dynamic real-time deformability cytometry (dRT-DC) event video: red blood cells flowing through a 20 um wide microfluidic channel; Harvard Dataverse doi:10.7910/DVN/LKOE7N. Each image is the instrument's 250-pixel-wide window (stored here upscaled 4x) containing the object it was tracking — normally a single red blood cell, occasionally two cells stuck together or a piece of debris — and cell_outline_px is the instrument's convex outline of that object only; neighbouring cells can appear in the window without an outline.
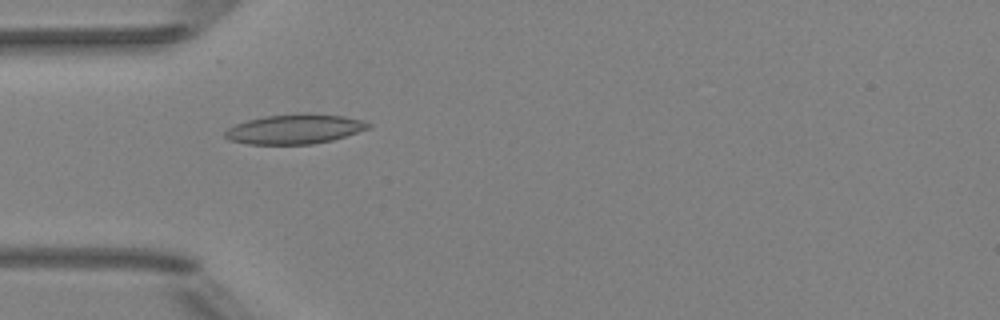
{"species": "Egyptian fruit bat (a non-hibernating species)", "species_latin": "Rousettus aegyptiacus", "temperature_condition": "room temperature", "stored_images_in_passage": 18, "camera_frame_rate_fps": 3000, "um_per_image_px": 0.085, "animal": {"sex": "female"}, "frame": {"image": 1, "passage_image": 12, "time_ms": 3.667, "image_size_px": [1000, 320], "cell_outline_px": [[372, 124], [368, 128], [332, 140], [312, 144], [248, 144], [228, 140], [224, 136], [224, 132], [228, 128], [236, 124], [248, 120], [264, 116], [304, 112], [308, 112], [344, 116], [360, 120]], "centroid_in_image_um": [25.01, 10.96], "position_along_channel_um": 60.0, "area_um2": 24.8}}
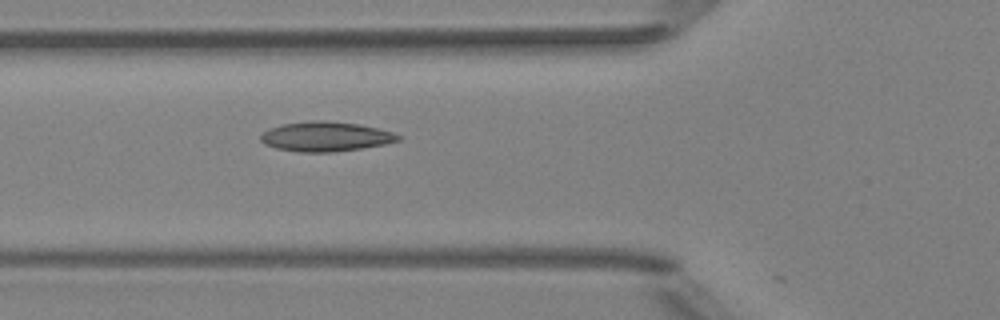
{"frame": {"image": 2, "passage_image": 15, "time_ms": 4.667, "image_size_px": [1000, 320], "cell_outline_px": [[404, 136], [400, 140], [384, 144], [360, 148], [332, 152], [296, 152], [276, 148], [264, 144], [260, 140], [260, 136], [264, 132], [272, 128], [284, 124], [312, 120], [324, 120], [360, 124], [392, 132]], "centroid_in_image_um": [27.69, 11.61], "position_along_channel_um": 98.1, "area_um2": 23.7}}